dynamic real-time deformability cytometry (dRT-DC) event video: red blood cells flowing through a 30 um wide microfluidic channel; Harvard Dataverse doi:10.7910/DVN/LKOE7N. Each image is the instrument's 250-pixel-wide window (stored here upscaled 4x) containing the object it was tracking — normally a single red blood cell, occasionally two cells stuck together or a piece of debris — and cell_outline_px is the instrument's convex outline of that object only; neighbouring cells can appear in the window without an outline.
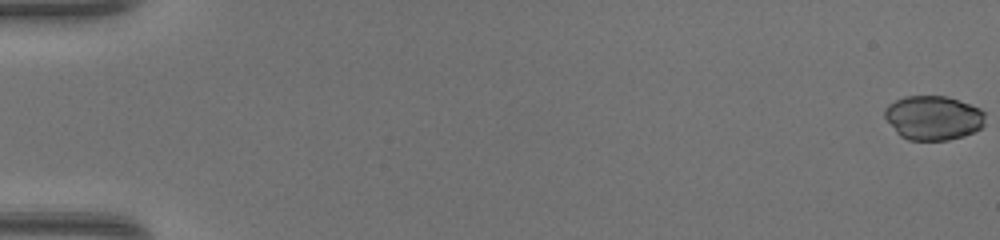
{"species": "common noctule bat (a hibernating species)", "species_latin": "Nyctalus noctula", "temperature_condition": "warm", "stored_images_in_passage": 49, "camera_frame_rate_fps": 3000, "um_per_image_px": 0.085, "animal": {"sex": "female", "body_mass_g": 17.0, "forearm_length_mm": 48.0}, "frame": {"image": 1, "passage_image": 1, "time_ms": 0.0, "image_size_px": [1000, 240], "cell_outline_px": [[984, 124], [980, 128], [964, 136], [948, 140], [908, 140], [900, 136], [896, 132], [884, 116], [884, 108], [888, 104], [904, 96], [948, 96], [980, 108], [984, 112]], "centroid_in_image_um": [79.31, 10.01], "position_along_channel_um": 5.7, "area_um2": 26.01}}
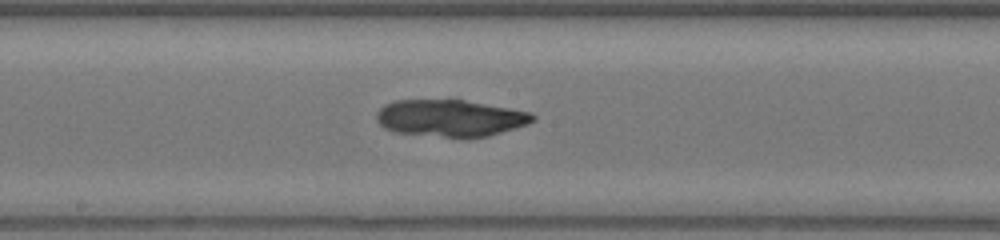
{"frame": {"image": 2, "passage_image": 28, "time_ms": 9.0, "image_size_px": [1000, 240], "cell_outline_px": [[536, 120], [528, 124], [516, 128], [488, 136], [444, 136], [392, 132], [384, 128], [376, 120], [376, 112], [384, 104], [396, 100], [464, 100], [532, 112], [536, 116]], "centroid_in_image_um": [38.28, 10.02], "position_along_channel_um": 209.9, "area_um2": 33.35}}
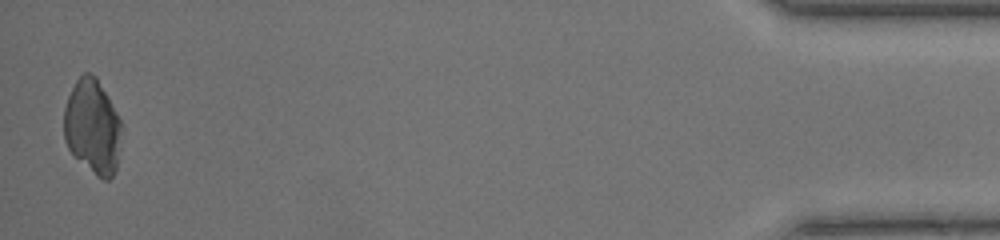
{"frame": {"image": 3, "passage_image": 49, "time_ms": 16.0, "image_size_px": [1000, 240], "cell_outline_px": [[120, 128], [116, 168], [112, 176], [108, 180], [104, 180], [96, 176], [68, 148], [64, 140], [64, 108], [68, 96], [76, 80], [84, 72], [88, 72], [96, 76], [116, 112], [120, 120]], "centroid_in_image_um": [7.83, 10.75], "position_along_channel_um": 427.4, "area_um2": 31.1}}